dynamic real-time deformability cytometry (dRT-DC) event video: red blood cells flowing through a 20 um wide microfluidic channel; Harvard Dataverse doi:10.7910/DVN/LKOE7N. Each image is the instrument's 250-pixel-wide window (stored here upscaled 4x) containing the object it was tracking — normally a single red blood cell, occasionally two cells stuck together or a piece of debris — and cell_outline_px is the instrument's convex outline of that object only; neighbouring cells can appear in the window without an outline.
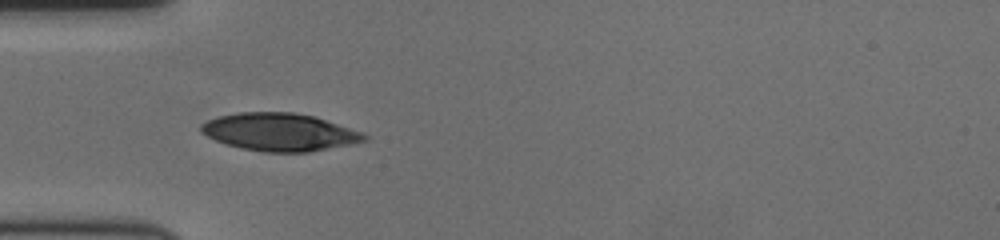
{"species": "human", "species_latin": "Homo sapiens", "temperature_condition": "cold", "stored_images_in_passage": 28, "segment_of_instrument_passage": [1, 3], "camera_frame_rate_fps": 3000, "um_per_image_px": 0.085, "donor": {"sex": "female"}, "frame": {"image": 1, "passage_image": 4, "time_ms": 1.0, "image_size_px": [1000, 240], "cell_outline_px": [[368, 140], [308, 152], [264, 152], [240, 148], [216, 140], [200, 132], [200, 124], [216, 116], [240, 112], [292, 112], [312, 116], [364, 132], [368, 136]], "centroid_in_image_um": [23.74, 11.22], "position_along_channel_um": 61.3, "area_um2": 35.66}}